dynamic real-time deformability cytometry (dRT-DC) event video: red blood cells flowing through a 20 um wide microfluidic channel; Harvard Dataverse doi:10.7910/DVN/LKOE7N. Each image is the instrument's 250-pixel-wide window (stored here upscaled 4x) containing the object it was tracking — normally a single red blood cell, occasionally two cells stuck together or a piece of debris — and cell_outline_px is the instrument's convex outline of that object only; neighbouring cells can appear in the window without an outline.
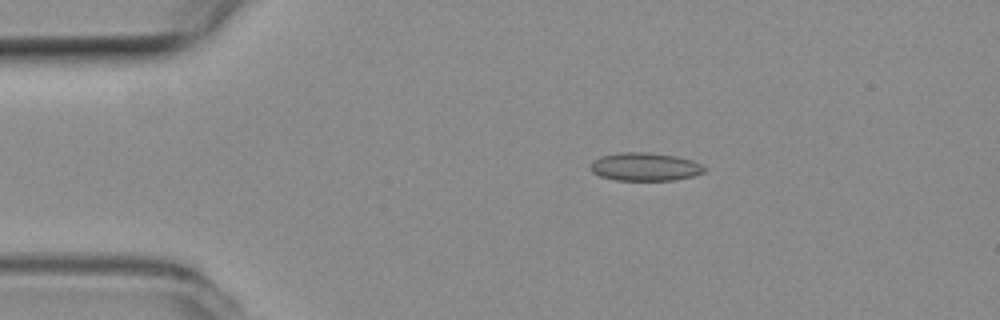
{"species": "common noctule bat (a hibernating species)", "species_latin": "Nyctalus noctula", "temperature_condition": "room temperature", "stored_images_in_passage": 5, "camera_frame_rate_fps": 3000, "um_per_image_px": 0.085, "animal": {"sex": "female", "body_mass_g": 19.3, "forearm_length_mm": 54.1}, "frame": {"image": 1, "passage_image": 1, "time_ms": 0.0, "image_size_px": [1000, 320], "cell_outline_px": [[704, 172], [692, 176], [672, 180], [616, 180], [600, 176], [592, 172], [592, 160], [600, 156], [620, 152], [648, 152], [676, 156], [692, 160], [700, 164], [704, 168]], "centroid_in_image_um": [54.8, 14.17], "position_along_channel_um": 30.2, "area_um2": 18.55}}
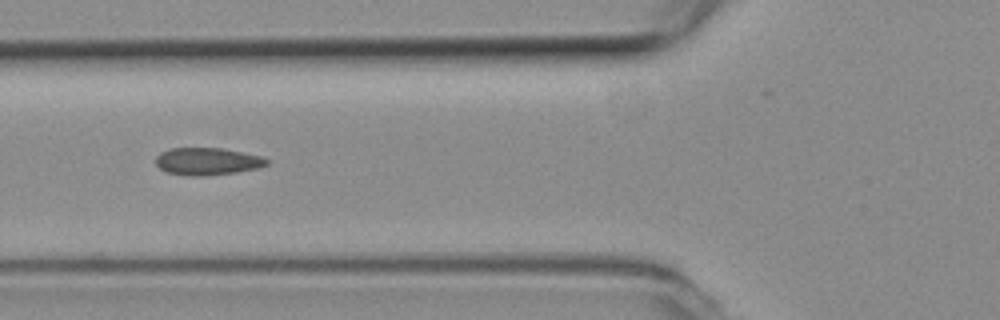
{"frame": {"image": 2, "passage_image": 4, "time_ms": 1.0, "image_size_px": [1000, 320], "cell_outline_px": [[268, 164], [260, 168], [236, 172], [204, 176], [192, 176], [164, 172], [156, 164], [156, 156], [160, 152], [172, 148], [220, 148], [260, 156], [268, 160]], "centroid_in_image_um": [17.6, 13.72], "position_along_channel_um": 108.2, "area_um2": 17.63}}
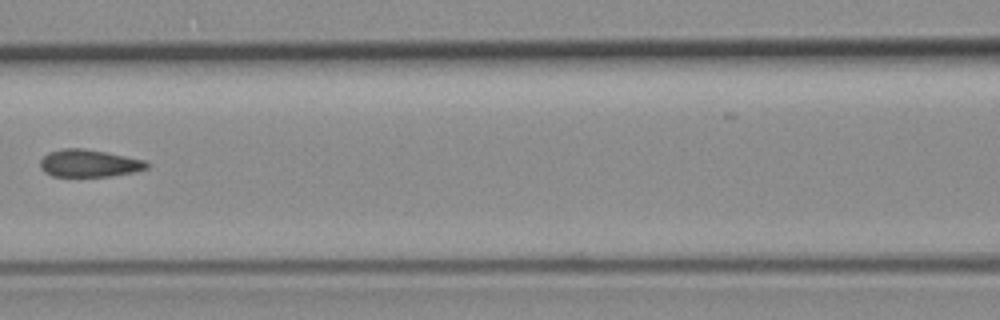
{"frame": {"image": 3, "passage_image": 5, "time_ms": 1.333, "image_size_px": [1000, 320], "cell_outline_px": [[148, 168], [132, 172], [112, 176], [52, 176], [44, 172], [40, 168], [40, 160], [48, 152], [64, 148], [84, 148], [144, 160], [148, 164]], "centroid_in_image_um": [7.52, 13.88], "position_along_channel_um": 159.1, "area_um2": 16.88}}